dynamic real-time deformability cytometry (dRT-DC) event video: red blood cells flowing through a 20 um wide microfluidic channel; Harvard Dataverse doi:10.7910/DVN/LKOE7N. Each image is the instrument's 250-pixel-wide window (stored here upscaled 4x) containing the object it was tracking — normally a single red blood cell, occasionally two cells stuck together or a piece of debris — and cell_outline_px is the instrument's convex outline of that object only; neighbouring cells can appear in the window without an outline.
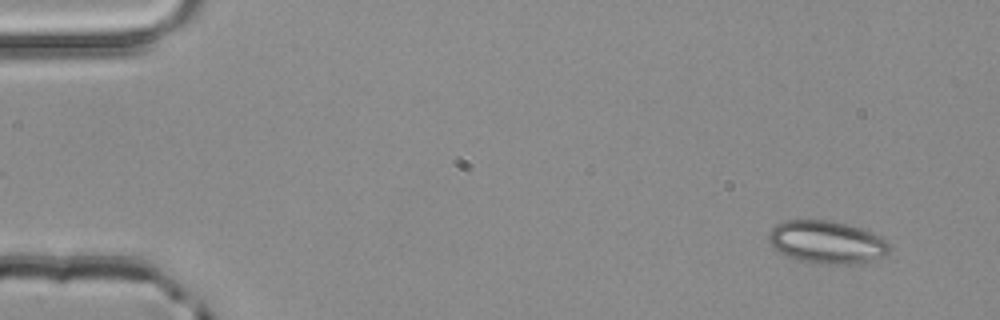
{"species": "common noctule bat (a hibernating species)", "species_latin": "Nyctalus noctula", "temperature_condition": "room temperature", "stored_images_in_passage": 3, "camera_frame_rate_fps": 3000, "um_per_image_px": 0.085, "animal": {"sex": "male", "body_mass_g": 20.4}, "frame": {"image": 1, "passage_image": 1, "time_ms": 0.0, "image_size_px": [1000, 320], "cell_outline_px": [[888, 252], [884, 256], [860, 264], [824, 264], [796, 260], [772, 248], [768, 244], [768, 236], [772, 228], [776, 224], [784, 220], [832, 220], [848, 224], [872, 232], [880, 236], [888, 244]], "centroid_in_image_um": [70.24, 20.58], "position_along_channel_um": 14.8, "area_um2": 30.29}}